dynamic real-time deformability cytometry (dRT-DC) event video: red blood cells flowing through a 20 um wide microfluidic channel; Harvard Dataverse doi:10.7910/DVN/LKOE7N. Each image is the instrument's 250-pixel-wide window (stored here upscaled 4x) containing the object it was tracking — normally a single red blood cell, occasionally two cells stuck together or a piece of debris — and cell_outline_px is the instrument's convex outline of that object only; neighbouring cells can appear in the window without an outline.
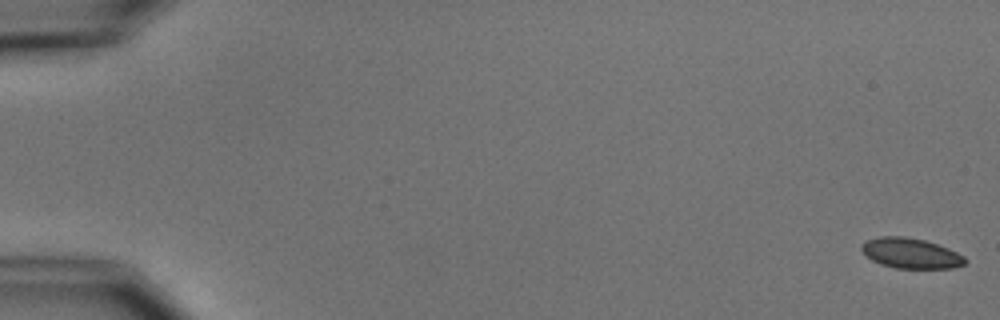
{"species": "common noctule bat (a hibernating species)", "species_latin": "Nyctalus noctula", "temperature_condition": "cold", "stored_images_in_passage": 8, "camera_frame_rate_fps": 3000, "um_per_image_px": 0.085, "animal": {"sex": "male", "body_mass_g": 15.6}, "frame": {"image": 1, "passage_image": 1, "time_ms": 0.0, "image_size_px": [1000, 320], "cell_outline_px": [[968, 260], [964, 264], [952, 268], [896, 268], [880, 264], [872, 260], [860, 248], [860, 244], [864, 240], [880, 236], [904, 236], [924, 240], [948, 248], [964, 256]], "centroid_in_image_um": [77.39, 21.52], "position_along_channel_um": 7.6, "area_um2": 18.26}}
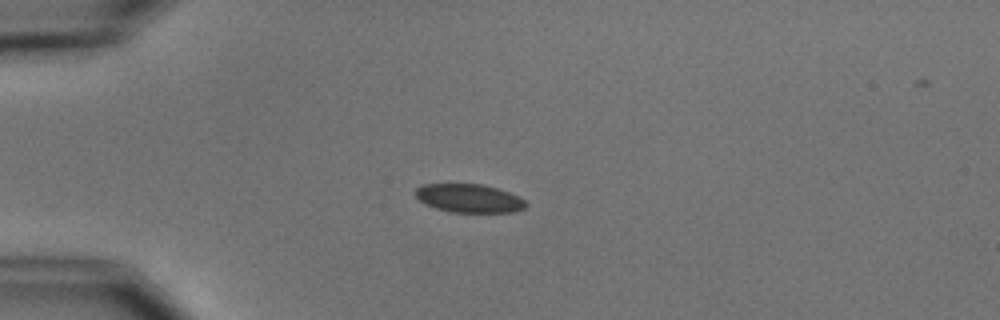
{"frame": {"image": 2, "passage_image": 5, "time_ms": 4.667, "image_size_px": [1000, 320], "cell_outline_px": [[528, 204], [524, 208], [512, 212], [452, 212], [436, 208], [424, 204], [412, 192], [416, 188], [424, 184], [480, 184], [496, 188], [520, 196]], "centroid_in_image_um": [39.85, 16.85], "position_along_channel_um": 45.1, "area_um2": 18.32}}
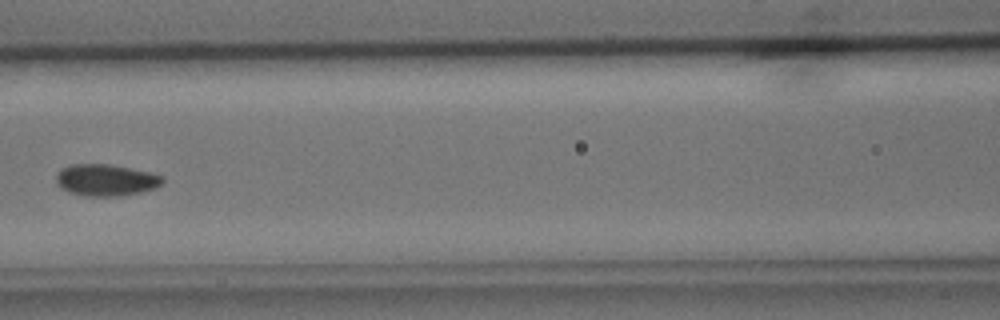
{"frame": {"image": 3, "passage_image": 8, "time_ms": 8.333, "image_size_px": [1000, 320], "cell_outline_px": [[164, 180], [156, 188], [140, 192], [120, 196], [84, 196], [68, 192], [60, 188], [56, 184], [56, 176], [60, 168], [72, 164], [108, 164], [152, 172], [164, 176]], "centroid_in_image_um": [8.98, 15.3], "position_along_channel_um": 157.6, "area_um2": 19.88}}